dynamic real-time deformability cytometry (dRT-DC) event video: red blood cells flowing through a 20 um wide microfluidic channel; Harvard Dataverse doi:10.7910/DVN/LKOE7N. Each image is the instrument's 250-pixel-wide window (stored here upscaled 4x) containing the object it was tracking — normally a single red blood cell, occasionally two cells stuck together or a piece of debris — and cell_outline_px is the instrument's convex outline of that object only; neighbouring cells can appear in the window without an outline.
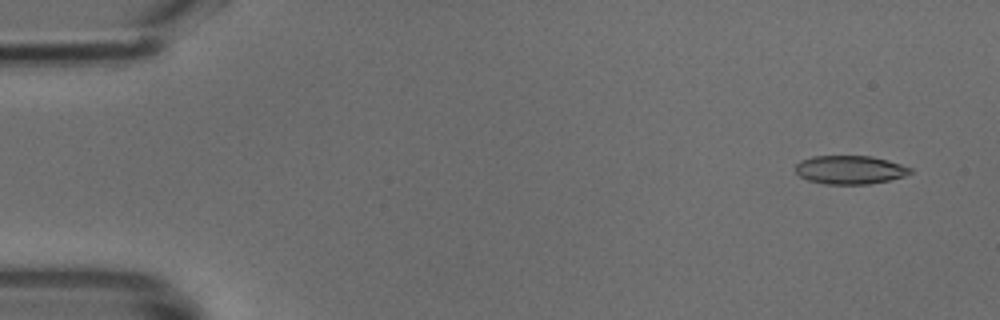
{"species": "common noctule bat (a hibernating species)", "species_latin": "Nyctalus noctula", "temperature_condition": "cold", "stored_images_in_passage": 49, "camera_frame_rate_fps": 3000, "um_per_image_px": 0.085, "animal": {"sex": "male", "body_mass_g": 18.8}, "frame": {"image": 1, "passage_image": 3, "time_ms": 0.667, "image_size_px": [1000, 320], "cell_outline_px": [[912, 172], [904, 176], [888, 180], [868, 184], [824, 184], [808, 180], [800, 176], [796, 172], [796, 164], [800, 160], [812, 156], [872, 156], [888, 160], [912, 168]], "centroid_in_image_um": [72.23, 14.43], "position_along_channel_um": 12.8, "area_um2": 19.07}}
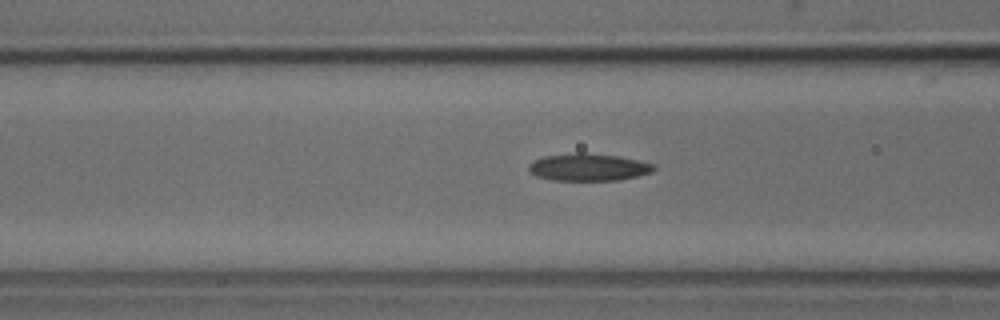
{"frame": {"image": 2, "passage_image": 19, "time_ms": 6.0, "image_size_px": [1000, 320], "cell_outline_px": [[656, 168], [652, 172], [620, 180], [552, 180], [536, 176], [528, 172], [528, 164], [532, 160], [544, 156], [580, 152], [584, 152], [620, 156], [656, 164]], "centroid_in_image_um": [50.0, 14.2], "position_along_channel_um": 116.6, "area_um2": 20.17}}
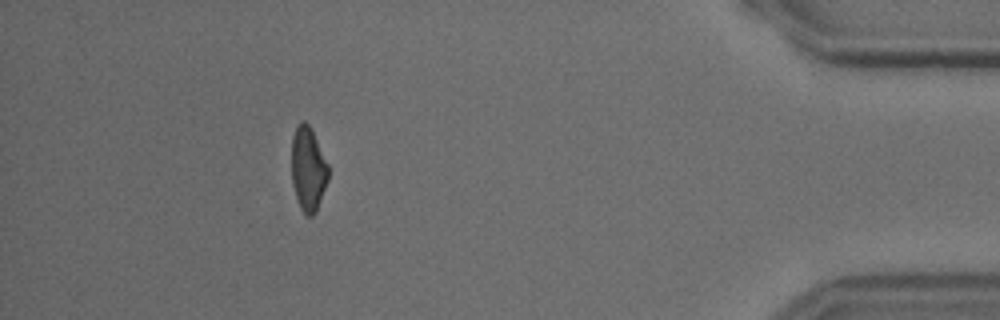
{"frame": {"image": 3, "passage_image": 44, "time_ms": 14.333, "image_size_px": [1000, 320], "cell_outline_px": [[328, 180], [316, 212], [312, 216], [308, 216], [300, 208], [292, 184], [292, 136], [296, 128], [304, 120], [312, 128], [328, 164]], "centroid_in_image_um": [26.2, 14.36], "position_along_channel_um": 409.0, "area_um2": 17.98}}